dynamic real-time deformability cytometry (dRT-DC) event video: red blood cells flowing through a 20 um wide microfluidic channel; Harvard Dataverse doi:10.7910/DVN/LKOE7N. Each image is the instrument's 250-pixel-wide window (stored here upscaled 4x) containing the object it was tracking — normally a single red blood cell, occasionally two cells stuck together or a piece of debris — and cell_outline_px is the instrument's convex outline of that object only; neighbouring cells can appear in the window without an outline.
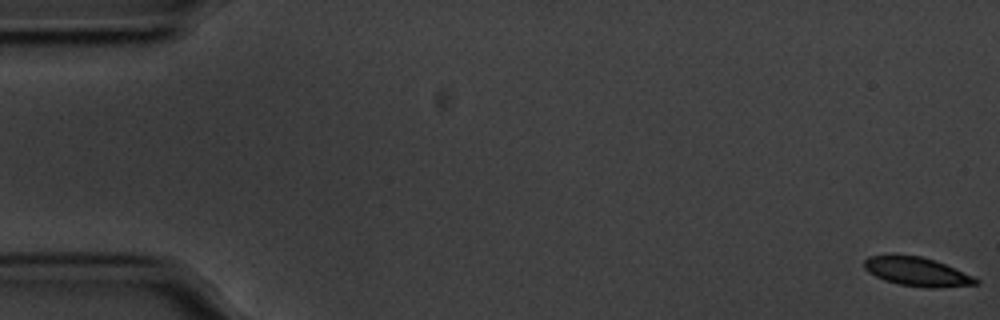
{"species": "common noctule bat (a hibernating species)", "species_latin": "Nyctalus noctula", "temperature_condition": "cold", "stored_images_in_passage": 57, "camera_frame_rate_fps": 3000, "um_per_image_px": 0.085, "animal": {"sex": "male", "body_mass_g": 20.1, "forearm_length_mm": 53.5}, "frame": {"image": 1, "passage_image": 1, "time_ms": 0.0, "image_size_px": [1000, 320], "cell_outline_px": [[980, 284], [932, 288], [928, 288], [900, 284], [884, 280], [868, 272], [864, 268], [864, 260], [868, 256], [892, 252], [920, 256], [944, 264], [972, 276], [980, 280]], "centroid_in_image_um": [77.87, 23.05], "position_along_channel_um": 7.1, "area_um2": 19.02}}
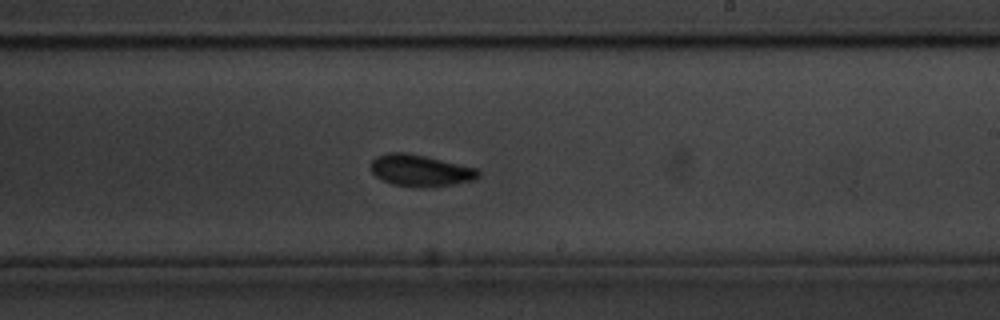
{"frame": {"image": 2, "passage_image": 34, "time_ms": 11.0, "image_size_px": [1000, 320], "cell_outline_px": [[480, 176], [476, 180], [452, 184], [392, 184], [376, 176], [368, 168], [368, 164], [376, 156], [388, 152], [404, 152], [424, 156], [476, 168], [480, 172]], "centroid_in_image_um": [35.68, 14.43], "position_along_channel_um": 253.3, "area_um2": 19.02}}
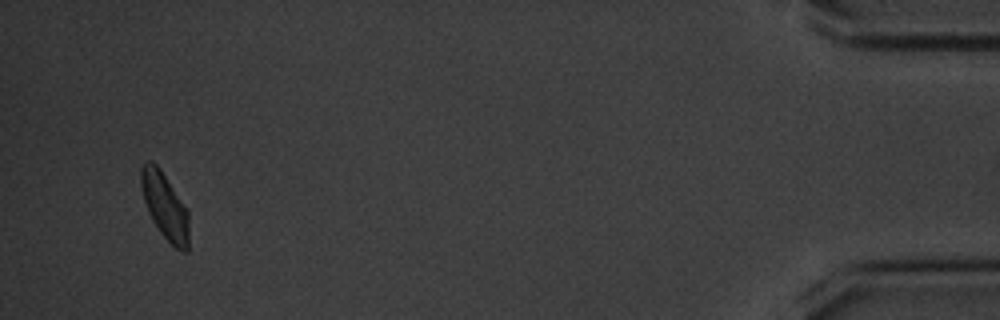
{"frame": {"image": 3, "passage_image": 55, "time_ms": 18.0, "image_size_px": [1000, 320], "cell_outline_px": [[188, 252], [180, 252], [160, 232], [152, 220], [148, 212], [144, 200], [140, 184], [140, 168], [144, 160], [152, 160], [160, 168], [188, 208]], "centroid_in_image_um": [14.0, 17.46], "position_along_channel_um": 421.2, "area_um2": 18.84}, "authors_computed_cell_mechanics": {"area_um2": 19.074, "velocity_mm_per_s": 3.5138, "shape_relaxation_time_tau1_ms": 7.1519, "shape_relaxation_time_tau2_ms": 3.0369, "deformation_change_tau1": 0.2605, "deformation_change_tau2": 0.0758}}